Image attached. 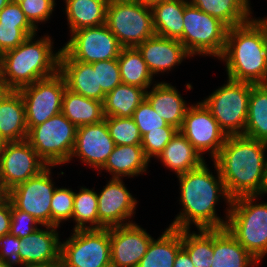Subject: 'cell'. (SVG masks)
Here are the masks:
<instances>
[{
	"label": "cell",
	"instance_id": "cell-1",
	"mask_svg": "<svg viewBox=\"0 0 267 267\" xmlns=\"http://www.w3.org/2000/svg\"><path fill=\"white\" fill-rule=\"evenodd\" d=\"M213 165L217 174L215 176L206 162L199 168L177 175L180 184L179 204L182 208L169 227L182 230L190 229L194 224L197 230L226 228L231 198L226 192L217 165ZM222 198L228 206L224 218L219 217L215 209Z\"/></svg>",
	"mask_w": 267,
	"mask_h": 267
},
{
	"label": "cell",
	"instance_id": "cell-2",
	"mask_svg": "<svg viewBox=\"0 0 267 267\" xmlns=\"http://www.w3.org/2000/svg\"><path fill=\"white\" fill-rule=\"evenodd\" d=\"M267 143L244 135L227 136L217 165L228 196H263Z\"/></svg>",
	"mask_w": 267,
	"mask_h": 267
},
{
	"label": "cell",
	"instance_id": "cell-3",
	"mask_svg": "<svg viewBox=\"0 0 267 267\" xmlns=\"http://www.w3.org/2000/svg\"><path fill=\"white\" fill-rule=\"evenodd\" d=\"M218 60L226 62L230 80L267 84V17L251 16L248 22L228 28L226 46Z\"/></svg>",
	"mask_w": 267,
	"mask_h": 267
},
{
	"label": "cell",
	"instance_id": "cell-4",
	"mask_svg": "<svg viewBox=\"0 0 267 267\" xmlns=\"http://www.w3.org/2000/svg\"><path fill=\"white\" fill-rule=\"evenodd\" d=\"M36 36L37 33L29 36L18 47L1 55L0 79L6 90L18 91L59 71L62 48L57 52L53 50L50 35L37 40Z\"/></svg>",
	"mask_w": 267,
	"mask_h": 267
},
{
	"label": "cell",
	"instance_id": "cell-5",
	"mask_svg": "<svg viewBox=\"0 0 267 267\" xmlns=\"http://www.w3.org/2000/svg\"><path fill=\"white\" fill-rule=\"evenodd\" d=\"M259 198L253 195L232 199L226 228L261 262L267 254V202L256 203Z\"/></svg>",
	"mask_w": 267,
	"mask_h": 267
},
{
	"label": "cell",
	"instance_id": "cell-6",
	"mask_svg": "<svg viewBox=\"0 0 267 267\" xmlns=\"http://www.w3.org/2000/svg\"><path fill=\"white\" fill-rule=\"evenodd\" d=\"M183 25V35L178 40L192 57L203 55L219 59L223 55L228 27L219 19L185 0Z\"/></svg>",
	"mask_w": 267,
	"mask_h": 267
},
{
	"label": "cell",
	"instance_id": "cell-7",
	"mask_svg": "<svg viewBox=\"0 0 267 267\" xmlns=\"http://www.w3.org/2000/svg\"><path fill=\"white\" fill-rule=\"evenodd\" d=\"M253 85L227 78L226 84L202 100L226 136L244 135Z\"/></svg>",
	"mask_w": 267,
	"mask_h": 267
},
{
	"label": "cell",
	"instance_id": "cell-8",
	"mask_svg": "<svg viewBox=\"0 0 267 267\" xmlns=\"http://www.w3.org/2000/svg\"><path fill=\"white\" fill-rule=\"evenodd\" d=\"M77 127L61 112L28 131L27 141L40 158L52 167L69 163Z\"/></svg>",
	"mask_w": 267,
	"mask_h": 267
},
{
	"label": "cell",
	"instance_id": "cell-9",
	"mask_svg": "<svg viewBox=\"0 0 267 267\" xmlns=\"http://www.w3.org/2000/svg\"><path fill=\"white\" fill-rule=\"evenodd\" d=\"M105 24L122 47H136L156 35L152 9L140 0L108 4Z\"/></svg>",
	"mask_w": 267,
	"mask_h": 267
},
{
	"label": "cell",
	"instance_id": "cell-10",
	"mask_svg": "<svg viewBox=\"0 0 267 267\" xmlns=\"http://www.w3.org/2000/svg\"><path fill=\"white\" fill-rule=\"evenodd\" d=\"M72 232L61 242L62 267L111 266L110 228Z\"/></svg>",
	"mask_w": 267,
	"mask_h": 267
},
{
	"label": "cell",
	"instance_id": "cell-11",
	"mask_svg": "<svg viewBox=\"0 0 267 267\" xmlns=\"http://www.w3.org/2000/svg\"><path fill=\"white\" fill-rule=\"evenodd\" d=\"M66 88L65 79L58 71L18 90L24 102L28 131L61 112Z\"/></svg>",
	"mask_w": 267,
	"mask_h": 267
},
{
	"label": "cell",
	"instance_id": "cell-12",
	"mask_svg": "<svg viewBox=\"0 0 267 267\" xmlns=\"http://www.w3.org/2000/svg\"><path fill=\"white\" fill-rule=\"evenodd\" d=\"M47 167L27 140L5 142L0 151V193L6 194Z\"/></svg>",
	"mask_w": 267,
	"mask_h": 267
},
{
	"label": "cell",
	"instance_id": "cell-13",
	"mask_svg": "<svg viewBox=\"0 0 267 267\" xmlns=\"http://www.w3.org/2000/svg\"><path fill=\"white\" fill-rule=\"evenodd\" d=\"M52 166L8 191L6 195L19 210L27 212L41 225L51 226V199L56 189Z\"/></svg>",
	"mask_w": 267,
	"mask_h": 267
},
{
	"label": "cell",
	"instance_id": "cell-14",
	"mask_svg": "<svg viewBox=\"0 0 267 267\" xmlns=\"http://www.w3.org/2000/svg\"><path fill=\"white\" fill-rule=\"evenodd\" d=\"M62 49L73 60L93 63L118 58L122 46L106 24H103L72 32Z\"/></svg>",
	"mask_w": 267,
	"mask_h": 267
},
{
	"label": "cell",
	"instance_id": "cell-15",
	"mask_svg": "<svg viewBox=\"0 0 267 267\" xmlns=\"http://www.w3.org/2000/svg\"><path fill=\"white\" fill-rule=\"evenodd\" d=\"M179 131L202 157L209 152L212 160L218 155L227 137L202 101L189 106Z\"/></svg>",
	"mask_w": 267,
	"mask_h": 267
},
{
	"label": "cell",
	"instance_id": "cell-16",
	"mask_svg": "<svg viewBox=\"0 0 267 267\" xmlns=\"http://www.w3.org/2000/svg\"><path fill=\"white\" fill-rule=\"evenodd\" d=\"M97 199L99 229L134 223L131 218L135 217L138 201L128 191L123 179L111 178L97 193Z\"/></svg>",
	"mask_w": 267,
	"mask_h": 267
},
{
	"label": "cell",
	"instance_id": "cell-17",
	"mask_svg": "<svg viewBox=\"0 0 267 267\" xmlns=\"http://www.w3.org/2000/svg\"><path fill=\"white\" fill-rule=\"evenodd\" d=\"M153 237L137 223L110 228L111 266L137 267Z\"/></svg>",
	"mask_w": 267,
	"mask_h": 267
},
{
	"label": "cell",
	"instance_id": "cell-18",
	"mask_svg": "<svg viewBox=\"0 0 267 267\" xmlns=\"http://www.w3.org/2000/svg\"><path fill=\"white\" fill-rule=\"evenodd\" d=\"M115 147L109 135L106 121L97 124L77 127L75 146L71 155L79 158L82 163L100 170L106 163Z\"/></svg>",
	"mask_w": 267,
	"mask_h": 267
},
{
	"label": "cell",
	"instance_id": "cell-19",
	"mask_svg": "<svg viewBox=\"0 0 267 267\" xmlns=\"http://www.w3.org/2000/svg\"><path fill=\"white\" fill-rule=\"evenodd\" d=\"M147 64L153 77L165 74L176 68L186 58L192 56L186 51L184 45L173 38L153 36L136 46Z\"/></svg>",
	"mask_w": 267,
	"mask_h": 267
},
{
	"label": "cell",
	"instance_id": "cell-20",
	"mask_svg": "<svg viewBox=\"0 0 267 267\" xmlns=\"http://www.w3.org/2000/svg\"><path fill=\"white\" fill-rule=\"evenodd\" d=\"M20 239L19 255L24 265L47 264L60 260L61 241L58 226L42 225Z\"/></svg>",
	"mask_w": 267,
	"mask_h": 267
},
{
	"label": "cell",
	"instance_id": "cell-21",
	"mask_svg": "<svg viewBox=\"0 0 267 267\" xmlns=\"http://www.w3.org/2000/svg\"><path fill=\"white\" fill-rule=\"evenodd\" d=\"M59 72L63 75L67 88L72 92L100 102L104 101L106 93L98 89L97 68H93L91 63L73 60L62 49Z\"/></svg>",
	"mask_w": 267,
	"mask_h": 267
},
{
	"label": "cell",
	"instance_id": "cell-22",
	"mask_svg": "<svg viewBox=\"0 0 267 267\" xmlns=\"http://www.w3.org/2000/svg\"><path fill=\"white\" fill-rule=\"evenodd\" d=\"M146 100L168 125L180 130L189 105L176 86L164 81L155 82L151 90L146 91Z\"/></svg>",
	"mask_w": 267,
	"mask_h": 267
},
{
	"label": "cell",
	"instance_id": "cell-23",
	"mask_svg": "<svg viewBox=\"0 0 267 267\" xmlns=\"http://www.w3.org/2000/svg\"><path fill=\"white\" fill-rule=\"evenodd\" d=\"M25 107L19 91L6 90L0 97V138L5 142L27 139Z\"/></svg>",
	"mask_w": 267,
	"mask_h": 267
},
{
	"label": "cell",
	"instance_id": "cell-24",
	"mask_svg": "<svg viewBox=\"0 0 267 267\" xmlns=\"http://www.w3.org/2000/svg\"><path fill=\"white\" fill-rule=\"evenodd\" d=\"M211 267H252L259 261L227 230L213 229Z\"/></svg>",
	"mask_w": 267,
	"mask_h": 267
},
{
	"label": "cell",
	"instance_id": "cell-25",
	"mask_svg": "<svg viewBox=\"0 0 267 267\" xmlns=\"http://www.w3.org/2000/svg\"><path fill=\"white\" fill-rule=\"evenodd\" d=\"M149 163L141 145H115L99 173L106 170L112 178L137 177L147 173Z\"/></svg>",
	"mask_w": 267,
	"mask_h": 267
},
{
	"label": "cell",
	"instance_id": "cell-26",
	"mask_svg": "<svg viewBox=\"0 0 267 267\" xmlns=\"http://www.w3.org/2000/svg\"><path fill=\"white\" fill-rule=\"evenodd\" d=\"M157 159L167 169L174 171L176 175L199 168L205 162L204 157L199 154L179 130Z\"/></svg>",
	"mask_w": 267,
	"mask_h": 267
},
{
	"label": "cell",
	"instance_id": "cell-27",
	"mask_svg": "<svg viewBox=\"0 0 267 267\" xmlns=\"http://www.w3.org/2000/svg\"><path fill=\"white\" fill-rule=\"evenodd\" d=\"M181 248L182 230L168 227L157 240H151L137 267H173L175 257Z\"/></svg>",
	"mask_w": 267,
	"mask_h": 267
},
{
	"label": "cell",
	"instance_id": "cell-28",
	"mask_svg": "<svg viewBox=\"0 0 267 267\" xmlns=\"http://www.w3.org/2000/svg\"><path fill=\"white\" fill-rule=\"evenodd\" d=\"M61 113L76 127L97 124L104 120L103 102L84 97L66 88Z\"/></svg>",
	"mask_w": 267,
	"mask_h": 267
},
{
	"label": "cell",
	"instance_id": "cell-29",
	"mask_svg": "<svg viewBox=\"0 0 267 267\" xmlns=\"http://www.w3.org/2000/svg\"><path fill=\"white\" fill-rule=\"evenodd\" d=\"M204 13L219 19L228 28L242 25L251 20L249 0H188Z\"/></svg>",
	"mask_w": 267,
	"mask_h": 267
},
{
	"label": "cell",
	"instance_id": "cell-30",
	"mask_svg": "<svg viewBox=\"0 0 267 267\" xmlns=\"http://www.w3.org/2000/svg\"><path fill=\"white\" fill-rule=\"evenodd\" d=\"M70 33L106 23L107 4L103 0H64Z\"/></svg>",
	"mask_w": 267,
	"mask_h": 267
},
{
	"label": "cell",
	"instance_id": "cell-31",
	"mask_svg": "<svg viewBox=\"0 0 267 267\" xmlns=\"http://www.w3.org/2000/svg\"><path fill=\"white\" fill-rule=\"evenodd\" d=\"M146 89L120 84L105 95L103 110L105 117H132L136 108L146 99Z\"/></svg>",
	"mask_w": 267,
	"mask_h": 267
},
{
	"label": "cell",
	"instance_id": "cell-32",
	"mask_svg": "<svg viewBox=\"0 0 267 267\" xmlns=\"http://www.w3.org/2000/svg\"><path fill=\"white\" fill-rule=\"evenodd\" d=\"M157 36L179 39L183 35L185 0H171L151 7Z\"/></svg>",
	"mask_w": 267,
	"mask_h": 267
},
{
	"label": "cell",
	"instance_id": "cell-33",
	"mask_svg": "<svg viewBox=\"0 0 267 267\" xmlns=\"http://www.w3.org/2000/svg\"><path fill=\"white\" fill-rule=\"evenodd\" d=\"M117 60L123 84L148 90L156 82L136 47H122Z\"/></svg>",
	"mask_w": 267,
	"mask_h": 267
},
{
	"label": "cell",
	"instance_id": "cell-34",
	"mask_svg": "<svg viewBox=\"0 0 267 267\" xmlns=\"http://www.w3.org/2000/svg\"><path fill=\"white\" fill-rule=\"evenodd\" d=\"M244 136L267 143V84L252 86Z\"/></svg>",
	"mask_w": 267,
	"mask_h": 267
},
{
	"label": "cell",
	"instance_id": "cell-35",
	"mask_svg": "<svg viewBox=\"0 0 267 267\" xmlns=\"http://www.w3.org/2000/svg\"><path fill=\"white\" fill-rule=\"evenodd\" d=\"M182 248L188 253L194 267H211L213 229H182Z\"/></svg>",
	"mask_w": 267,
	"mask_h": 267
},
{
	"label": "cell",
	"instance_id": "cell-36",
	"mask_svg": "<svg viewBox=\"0 0 267 267\" xmlns=\"http://www.w3.org/2000/svg\"><path fill=\"white\" fill-rule=\"evenodd\" d=\"M98 199L94 188H80L74 192L72 219L75 222L73 231L86 229H99ZM88 224V225H86Z\"/></svg>",
	"mask_w": 267,
	"mask_h": 267
},
{
	"label": "cell",
	"instance_id": "cell-37",
	"mask_svg": "<svg viewBox=\"0 0 267 267\" xmlns=\"http://www.w3.org/2000/svg\"><path fill=\"white\" fill-rule=\"evenodd\" d=\"M109 135L115 145H141L142 136L132 117H105Z\"/></svg>",
	"mask_w": 267,
	"mask_h": 267
},
{
	"label": "cell",
	"instance_id": "cell-38",
	"mask_svg": "<svg viewBox=\"0 0 267 267\" xmlns=\"http://www.w3.org/2000/svg\"><path fill=\"white\" fill-rule=\"evenodd\" d=\"M74 191L72 188L56 187L51 199V226L60 227L63 221L72 219Z\"/></svg>",
	"mask_w": 267,
	"mask_h": 267
},
{
	"label": "cell",
	"instance_id": "cell-39",
	"mask_svg": "<svg viewBox=\"0 0 267 267\" xmlns=\"http://www.w3.org/2000/svg\"><path fill=\"white\" fill-rule=\"evenodd\" d=\"M177 131L175 127H162V130L149 131L144 134L141 146L145 156L149 160L153 157L157 158Z\"/></svg>",
	"mask_w": 267,
	"mask_h": 267
},
{
	"label": "cell",
	"instance_id": "cell-40",
	"mask_svg": "<svg viewBox=\"0 0 267 267\" xmlns=\"http://www.w3.org/2000/svg\"><path fill=\"white\" fill-rule=\"evenodd\" d=\"M132 118L135 121L141 136L149 131L162 130V127H174L168 125L165 120L155 112L146 99L136 108Z\"/></svg>",
	"mask_w": 267,
	"mask_h": 267
},
{
	"label": "cell",
	"instance_id": "cell-41",
	"mask_svg": "<svg viewBox=\"0 0 267 267\" xmlns=\"http://www.w3.org/2000/svg\"><path fill=\"white\" fill-rule=\"evenodd\" d=\"M91 64L93 68H97L98 89H102L107 94L122 84L117 58Z\"/></svg>",
	"mask_w": 267,
	"mask_h": 267
},
{
	"label": "cell",
	"instance_id": "cell-42",
	"mask_svg": "<svg viewBox=\"0 0 267 267\" xmlns=\"http://www.w3.org/2000/svg\"><path fill=\"white\" fill-rule=\"evenodd\" d=\"M56 0H24L19 3L28 21L38 29V23L51 19Z\"/></svg>",
	"mask_w": 267,
	"mask_h": 267
},
{
	"label": "cell",
	"instance_id": "cell-43",
	"mask_svg": "<svg viewBox=\"0 0 267 267\" xmlns=\"http://www.w3.org/2000/svg\"><path fill=\"white\" fill-rule=\"evenodd\" d=\"M0 23L1 25H17L21 28L28 36H31L38 32L26 18L25 13L21 10L18 3L10 1L0 11Z\"/></svg>",
	"mask_w": 267,
	"mask_h": 267
},
{
	"label": "cell",
	"instance_id": "cell-44",
	"mask_svg": "<svg viewBox=\"0 0 267 267\" xmlns=\"http://www.w3.org/2000/svg\"><path fill=\"white\" fill-rule=\"evenodd\" d=\"M38 225L42 226L33 216L17 209L11 203V235L22 239L37 230L40 227Z\"/></svg>",
	"mask_w": 267,
	"mask_h": 267
},
{
	"label": "cell",
	"instance_id": "cell-45",
	"mask_svg": "<svg viewBox=\"0 0 267 267\" xmlns=\"http://www.w3.org/2000/svg\"><path fill=\"white\" fill-rule=\"evenodd\" d=\"M20 238L11 235L0 236V259L5 262L8 267L19 266L24 267L19 255Z\"/></svg>",
	"mask_w": 267,
	"mask_h": 267
},
{
	"label": "cell",
	"instance_id": "cell-46",
	"mask_svg": "<svg viewBox=\"0 0 267 267\" xmlns=\"http://www.w3.org/2000/svg\"><path fill=\"white\" fill-rule=\"evenodd\" d=\"M28 37L17 25H1L0 23V54L15 49Z\"/></svg>",
	"mask_w": 267,
	"mask_h": 267
},
{
	"label": "cell",
	"instance_id": "cell-47",
	"mask_svg": "<svg viewBox=\"0 0 267 267\" xmlns=\"http://www.w3.org/2000/svg\"><path fill=\"white\" fill-rule=\"evenodd\" d=\"M11 201L6 194H0V236L10 233Z\"/></svg>",
	"mask_w": 267,
	"mask_h": 267
},
{
	"label": "cell",
	"instance_id": "cell-48",
	"mask_svg": "<svg viewBox=\"0 0 267 267\" xmlns=\"http://www.w3.org/2000/svg\"><path fill=\"white\" fill-rule=\"evenodd\" d=\"M173 267H194L188 253L183 248L178 251Z\"/></svg>",
	"mask_w": 267,
	"mask_h": 267
},
{
	"label": "cell",
	"instance_id": "cell-49",
	"mask_svg": "<svg viewBox=\"0 0 267 267\" xmlns=\"http://www.w3.org/2000/svg\"><path fill=\"white\" fill-rule=\"evenodd\" d=\"M24 267H62V263L61 261H55L47 264L24 265Z\"/></svg>",
	"mask_w": 267,
	"mask_h": 267
},
{
	"label": "cell",
	"instance_id": "cell-50",
	"mask_svg": "<svg viewBox=\"0 0 267 267\" xmlns=\"http://www.w3.org/2000/svg\"><path fill=\"white\" fill-rule=\"evenodd\" d=\"M142 3H144L149 8L153 7L156 4L164 3L171 0H140Z\"/></svg>",
	"mask_w": 267,
	"mask_h": 267
},
{
	"label": "cell",
	"instance_id": "cell-51",
	"mask_svg": "<svg viewBox=\"0 0 267 267\" xmlns=\"http://www.w3.org/2000/svg\"><path fill=\"white\" fill-rule=\"evenodd\" d=\"M263 194H267V158H266V169H265V180L263 185Z\"/></svg>",
	"mask_w": 267,
	"mask_h": 267
},
{
	"label": "cell",
	"instance_id": "cell-52",
	"mask_svg": "<svg viewBox=\"0 0 267 267\" xmlns=\"http://www.w3.org/2000/svg\"><path fill=\"white\" fill-rule=\"evenodd\" d=\"M11 0H0V11L10 2Z\"/></svg>",
	"mask_w": 267,
	"mask_h": 267
},
{
	"label": "cell",
	"instance_id": "cell-53",
	"mask_svg": "<svg viewBox=\"0 0 267 267\" xmlns=\"http://www.w3.org/2000/svg\"><path fill=\"white\" fill-rule=\"evenodd\" d=\"M107 5L115 2L133 1V0H103Z\"/></svg>",
	"mask_w": 267,
	"mask_h": 267
},
{
	"label": "cell",
	"instance_id": "cell-54",
	"mask_svg": "<svg viewBox=\"0 0 267 267\" xmlns=\"http://www.w3.org/2000/svg\"><path fill=\"white\" fill-rule=\"evenodd\" d=\"M6 91V88L4 87L3 82L0 79V97L3 95V93Z\"/></svg>",
	"mask_w": 267,
	"mask_h": 267
},
{
	"label": "cell",
	"instance_id": "cell-55",
	"mask_svg": "<svg viewBox=\"0 0 267 267\" xmlns=\"http://www.w3.org/2000/svg\"><path fill=\"white\" fill-rule=\"evenodd\" d=\"M0 267H8L4 261L0 259Z\"/></svg>",
	"mask_w": 267,
	"mask_h": 267
},
{
	"label": "cell",
	"instance_id": "cell-56",
	"mask_svg": "<svg viewBox=\"0 0 267 267\" xmlns=\"http://www.w3.org/2000/svg\"><path fill=\"white\" fill-rule=\"evenodd\" d=\"M3 145H4V141L0 138V151H1L2 148H3Z\"/></svg>",
	"mask_w": 267,
	"mask_h": 267
},
{
	"label": "cell",
	"instance_id": "cell-57",
	"mask_svg": "<svg viewBox=\"0 0 267 267\" xmlns=\"http://www.w3.org/2000/svg\"><path fill=\"white\" fill-rule=\"evenodd\" d=\"M11 1H13V2H16V3H20V2H22V1H24V0H11Z\"/></svg>",
	"mask_w": 267,
	"mask_h": 267
}]
</instances>
